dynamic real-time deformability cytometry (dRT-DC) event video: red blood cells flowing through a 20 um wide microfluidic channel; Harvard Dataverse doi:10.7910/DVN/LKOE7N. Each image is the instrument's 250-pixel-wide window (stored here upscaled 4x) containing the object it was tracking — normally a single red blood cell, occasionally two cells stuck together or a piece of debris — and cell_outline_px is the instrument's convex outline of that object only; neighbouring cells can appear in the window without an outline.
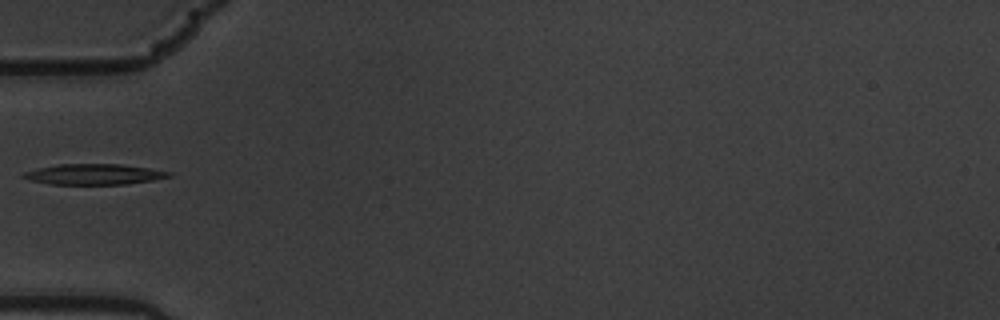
{"species": "common noctule bat (a hibernating species)", "species_latin": "Nyctalus noctula", "temperature_condition": "warm", "stored_images_in_passage": 17, "camera_frame_rate_fps": 3000, "um_per_image_px": 0.085, "animal": {"sex": "male", "body_mass_g": 19.5, "forearm_length_mm": 54.6}, "frame": {"image": 1, "passage_image": 7, "time_ms": 2.0, "image_size_px": [1000, 320], "cell_outline_px": [[172, 176], [152, 180], [124, 184], [52, 184], [28, 180], [20, 176], [24, 172], [36, 168], [56, 164], [120, 164], [148, 168], [172, 172]], "centroid_in_image_um": [7.94, 14.81], "position_along_channel_um": 77.1, "area_um2": 17.46}}
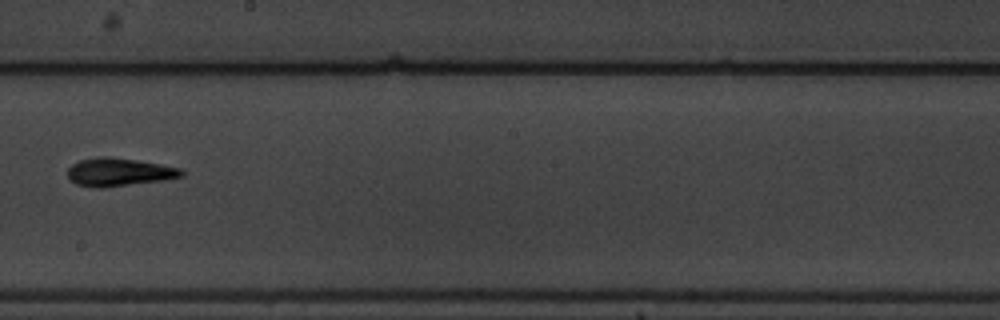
{"frame": {"image": 2, "passage_image": 11, "time_ms": 3.333, "image_size_px": [1000, 320], "cell_outline_px": [[184, 176], [160, 180], [100, 188], [76, 184], [68, 180], [68, 168], [72, 164], [80, 160], [104, 156], [108, 156], [136, 160], [160, 164], [180, 168], [184, 172]], "centroid_in_image_um": [10.08, 14.62], "position_along_channel_um": 238.1, "area_um2": 18.38}}
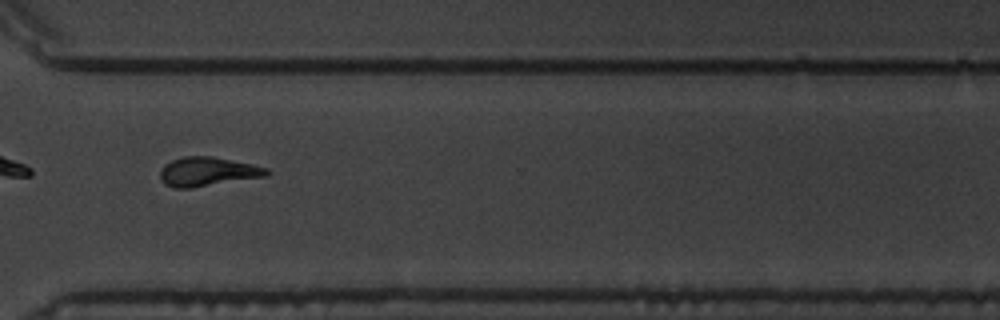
{"frame": {"image": 3, "passage_image": 14, "time_ms": 4.333, "image_size_px": [1000, 320], "cell_outline_px": [[272, 172], [268, 176], [192, 188], [172, 188], [164, 184], [160, 180], [160, 168], [164, 164], [172, 160], [184, 156], [212, 156], [252, 164], [268, 168]], "centroid_in_image_um": [17.64, 14.6], "position_along_channel_um": 353.0, "area_um2": 18.38}}